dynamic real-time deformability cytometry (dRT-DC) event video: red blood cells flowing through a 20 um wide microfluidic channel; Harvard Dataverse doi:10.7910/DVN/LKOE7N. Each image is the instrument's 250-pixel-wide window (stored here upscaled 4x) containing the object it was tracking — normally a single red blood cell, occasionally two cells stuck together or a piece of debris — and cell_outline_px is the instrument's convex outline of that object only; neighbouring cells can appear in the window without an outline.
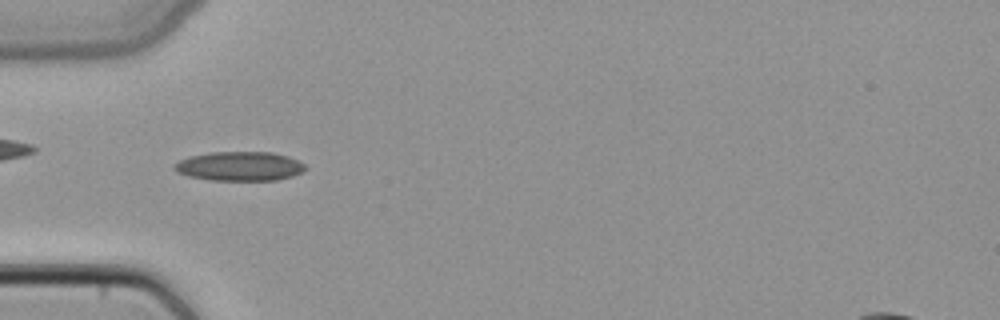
{"species": "common noctule bat (a hibernating species)", "species_latin": "Nyctalus noctula", "temperature_condition": "cold", "stored_images_in_passage": 49, "camera_frame_rate_fps": 3000, "um_per_image_px": 0.085, "animal": {"sex": "female", "body_mass_g": 22.7, "forearm_length_mm": 54.2}, "frame": {"image": 1, "passage_image": 16, "time_ms": 5.0, "image_size_px": [1000, 320], "cell_outline_px": [[308, 168], [304, 172], [292, 176], [276, 180], [208, 180], [188, 176], [176, 172], [172, 168], [180, 160], [188, 156], [212, 152], [272, 152], [288, 156], [304, 164]], "centroid_in_image_um": [20.37, 14.13], "position_along_channel_um": 64.6, "area_um2": 22.43}}
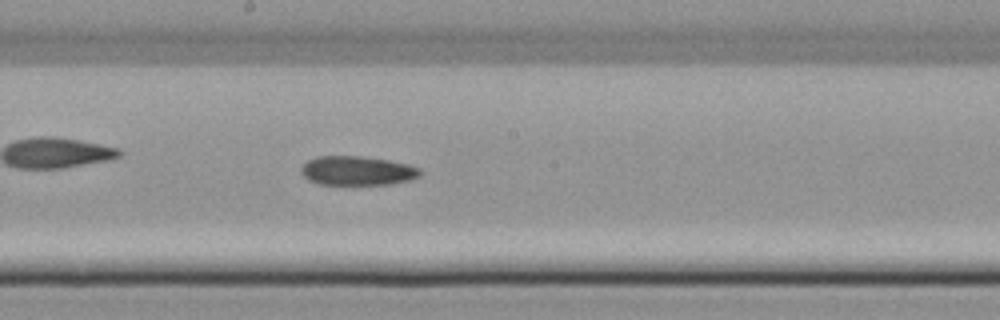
{"frame": {"image": 2, "passage_image": 27, "time_ms": 8.667, "image_size_px": [1000, 320], "cell_outline_px": [[424, 172], [420, 176], [408, 180], [388, 184], [320, 184], [308, 180], [300, 172], [300, 168], [308, 160], [316, 156], [360, 156], [388, 160], [408, 164], [420, 168]], "centroid_in_image_um": [30.37, 14.5], "position_along_channel_um": 217.8, "area_um2": 20.23}}
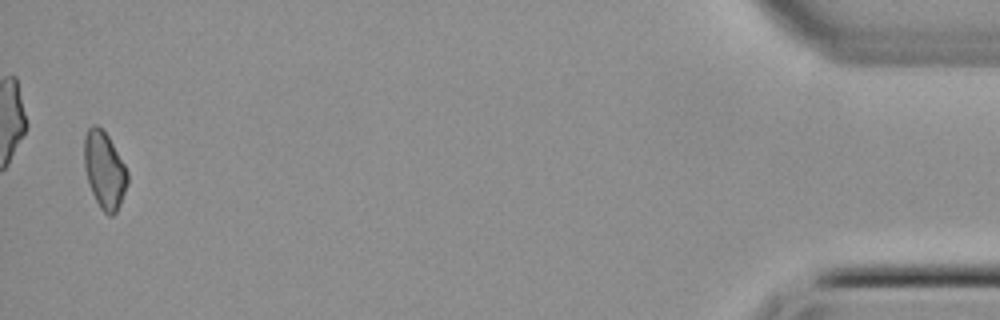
{"frame": {"image": 3, "passage_image": 48, "time_ms": 15.667, "image_size_px": [1000, 320], "cell_outline_px": [[128, 184], [120, 204], [116, 212], [112, 216], [108, 216], [100, 208], [88, 184], [84, 168], [84, 136], [88, 128], [92, 124], [96, 124], [108, 136], [124, 164], [128, 172]], "centroid_in_image_um": [8.86, 14.47], "position_along_channel_um": 426.3, "area_um2": 19.48}}